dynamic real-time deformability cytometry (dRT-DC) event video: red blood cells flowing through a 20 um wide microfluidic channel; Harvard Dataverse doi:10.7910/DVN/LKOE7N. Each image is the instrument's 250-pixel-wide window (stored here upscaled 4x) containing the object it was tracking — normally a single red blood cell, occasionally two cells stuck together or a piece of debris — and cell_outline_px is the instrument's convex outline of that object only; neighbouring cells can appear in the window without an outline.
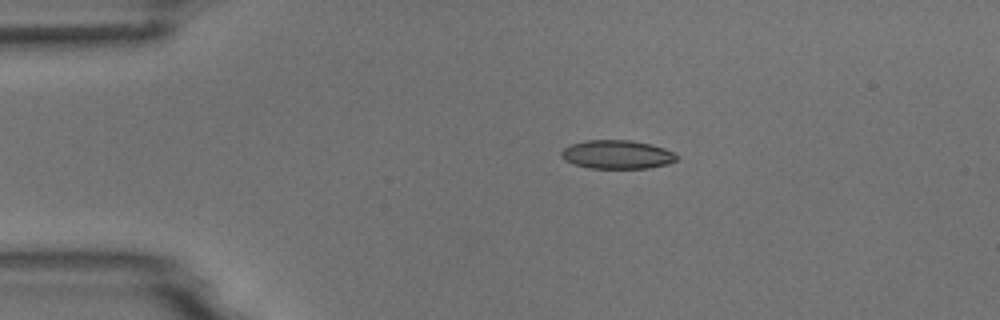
{"species": "common noctule bat (a hibernating species)", "species_latin": "Nyctalus noctula", "temperature_condition": "room temperature", "stored_images_in_passage": 3, "camera_frame_rate_fps": 3000, "um_per_image_px": 0.085, "animal": {"sex": "male", "body_mass_g": 18.8}, "frame": {"image": 1, "passage_image": 1, "time_ms": 0.0, "image_size_px": [1000, 320], "cell_outline_px": [[676, 160], [668, 164], [648, 168], [588, 168], [572, 164], [564, 160], [560, 156], [560, 152], [568, 144], [584, 140], [632, 140], [652, 144], [664, 148], [672, 152], [676, 156]], "centroid_in_image_um": [52.38, 13.12], "position_along_channel_um": 32.6, "area_um2": 19.48}}